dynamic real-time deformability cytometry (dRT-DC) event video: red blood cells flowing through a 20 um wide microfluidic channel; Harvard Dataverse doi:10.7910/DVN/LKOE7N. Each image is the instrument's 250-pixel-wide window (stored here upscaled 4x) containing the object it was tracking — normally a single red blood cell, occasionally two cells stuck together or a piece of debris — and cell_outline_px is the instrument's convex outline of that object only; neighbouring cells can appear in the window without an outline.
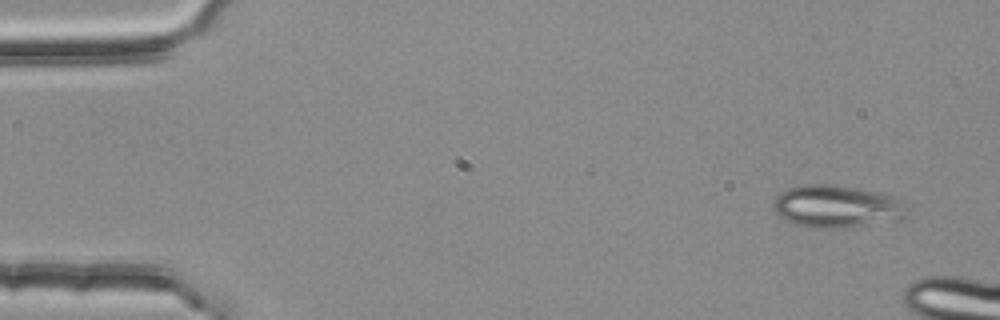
{"species": "common noctule bat (a hibernating species)", "species_latin": "Nyctalus noctula", "temperature_condition": "room temperature", "stored_images_in_passage": 3, "camera_frame_rate_fps": 3000, "um_per_image_px": 0.085, "animal": {"sex": "female", "body_mass_g": 25.1}, "frame": {"image": 1, "passage_image": 1, "time_ms": 0.0, "image_size_px": [1000, 320], "cell_outline_px": [[904, 220], [836, 228], [824, 228], [792, 224], [784, 220], [776, 212], [776, 196], [780, 192], [788, 188], [804, 184], [828, 184], [860, 188], [892, 196], [904, 200]], "centroid_in_image_um": [71.14, 17.54], "position_along_channel_um": 13.9, "area_um2": 32.83}}